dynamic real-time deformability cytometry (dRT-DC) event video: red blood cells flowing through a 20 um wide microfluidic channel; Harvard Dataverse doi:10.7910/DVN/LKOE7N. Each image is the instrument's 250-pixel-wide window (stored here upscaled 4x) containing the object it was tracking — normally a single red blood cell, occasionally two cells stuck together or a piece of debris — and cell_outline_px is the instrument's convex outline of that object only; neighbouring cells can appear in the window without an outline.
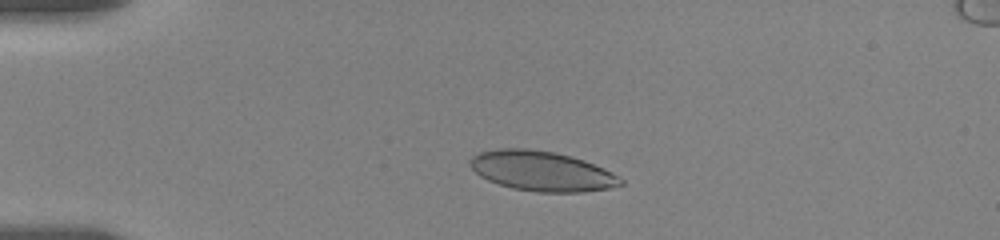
{"species": "human", "species_latin": "Homo sapiens", "temperature_condition": "room temperature", "stored_images_in_passage": 13, "camera_frame_rate_fps": 3000, "um_per_image_px": 0.085, "donor": {"sex": "female"}, "frame": {"image": 1, "passage_image": 5, "time_ms": 3.0, "image_size_px": [1000, 240], "cell_outline_px": [[624, 184], [608, 188], [584, 192], [536, 192], [512, 188], [488, 180], [480, 176], [468, 164], [468, 160], [472, 156], [480, 152], [496, 148], [528, 148], [556, 152], [584, 160], [604, 168], [620, 176], [624, 180]], "centroid_in_image_um": [46.05, 14.53], "position_along_channel_um": 38.9, "area_um2": 35.26}}
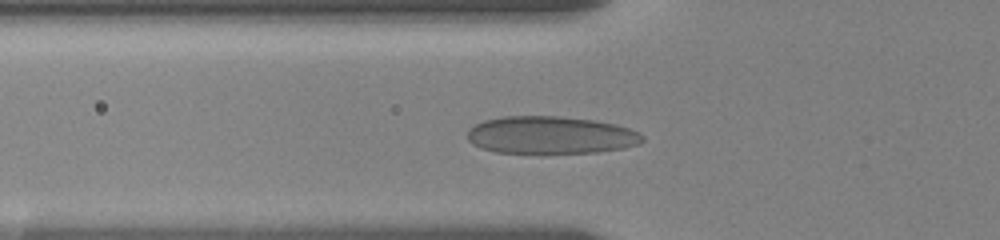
{"frame": {"image": 2, "passage_image": 10, "time_ms": 5.333, "image_size_px": [1000, 240], "cell_outline_px": [[644, 140], [640, 144], [624, 148], [596, 152], [496, 152], [480, 148], [472, 144], [468, 140], [468, 128], [484, 120], [504, 116], [560, 116], [592, 120], [616, 124], [628, 128], [644, 136]], "centroid_in_image_um": [46.79, 11.47], "position_along_channel_um": 79.0, "area_um2": 38.09}}
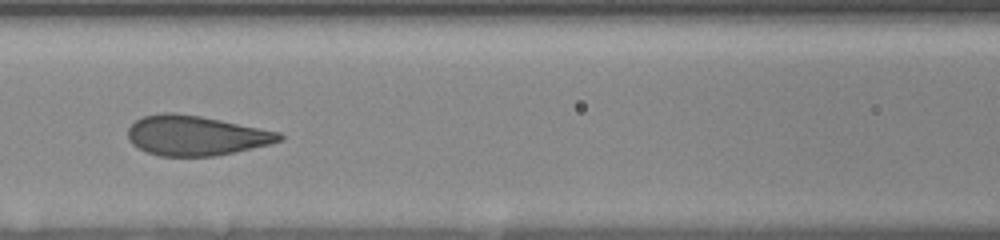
{"frame": {"image": 3, "passage_image": 12, "time_ms": 7.333, "image_size_px": [1000, 240], "cell_outline_px": [[284, 140], [268, 144], [232, 152], [212, 156], [160, 156], [148, 152], [132, 144], [128, 140], [128, 128], [140, 116], [160, 112], [176, 112], [200, 116], [280, 132], [284, 136]], "centroid_in_image_um": [16.6, 11.5], "position_along_channel_um": 150.0, "area_um2": 35.03}}